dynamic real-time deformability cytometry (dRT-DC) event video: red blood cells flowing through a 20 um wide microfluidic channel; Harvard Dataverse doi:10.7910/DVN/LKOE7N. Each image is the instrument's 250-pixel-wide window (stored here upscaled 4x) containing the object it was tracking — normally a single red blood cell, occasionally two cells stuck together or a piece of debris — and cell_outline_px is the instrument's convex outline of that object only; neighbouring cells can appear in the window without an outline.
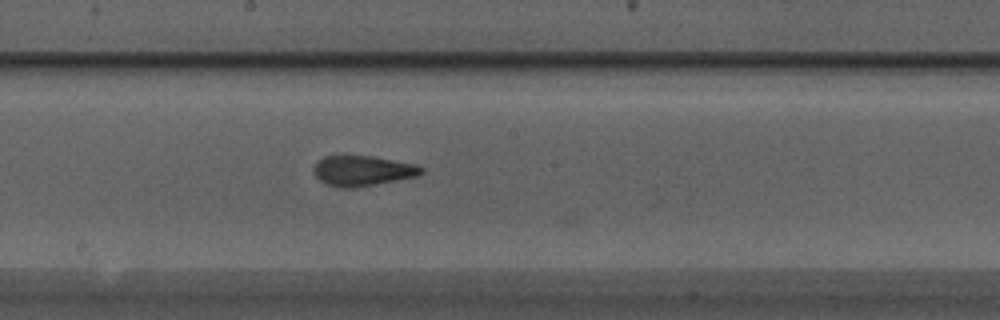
{"species": "Egyptian fruit bat (a non-hibernating species)", "species_latin": "Rousettus aegyptiacus", "temperature_condition": "warm", "stored_images_in_passage": 24, "camera_frame_rate_fps": 3000, "um_per_image_px": 0.085, "animal": {"sex": "male"}, "frame": {"image": 1, "passage_image": 23, "time_ms": 7.333, "image_size_px": [1000, 320], "cell_outline_px": [[424, 172], [416, 176], [356, 188], [336, 188], [320, 180], [316, 176], [312, 168], [316, 160], [324, 156], [372, 156], [416, 164], [424, 168]], "centroid_in_image_um": [30.79, 14.51], "position_along_channel_um": 217.4, "area_um2": 19.07}}